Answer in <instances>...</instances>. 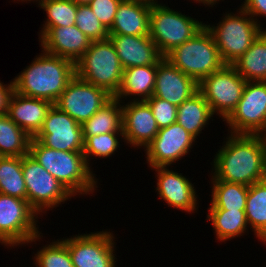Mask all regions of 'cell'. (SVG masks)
I'll return each instance as SVG.
<instances>
[{
    "label": "cell",
    "mask_w": 266,
    "mask_h": 267,
    "mask_svg": "<svg viewBox=\"0 0 266 267\" xmlns=\"http://www.w3.org/2000/svg\"><path fill=\"white\" fill-rule=\"evenodd\" d=\"M216 152L210 180L246 186L262 181L266 141L260 135L230 133ZM214 171V172H213Z\"/></svg>",
    "instance_id": "6da1fadb"
},
{
    "label": "cell",
    "mask_w": 266,
    "mask_h": 267,
    "mask_svg": "<svg viewBox=\"0 0 266 267\" xmlns=\"http://www.w3.org/2000/svg\"><path fill=\"white\" fill-rule=\"evenodd\" d=\"M14 79V91L27 97L56 102L76 75L75 63L43 49Z\"/></svg>",
    "instance_id": "7a4b0ae2"
},
{
    "label": "cell",
    "mask_w": 266,
    "mask_h": 267,
    "mask_svg": "<svg viewBox=\"0 0 266 267\" xmlns=\"http://www.w3.org/2000/svg\"><path fill=\"white\" fill-rule=\"evenodd\" d=\"M29 154L73 196L90 195L98 188L96 174L87 165L83 152L50 149L32 137Z\"/></svg>",
    "instance_id": "3957f363"
},
{
    "label": "cell",
    "mask_w": 266,
    "mask_h": 267,
    "mask_svg": "<svg viewBox=\"0 0 266 267\" xmlns=\"http://www.w3.org/2000/svg\"><path fill=\"white\" fill-rule=\"evenodd\" d=\"M239 10V11H238ZM237 13H227L217 26L205 24L218 47L221 60L225 65H232L253 44L266 29L262 28L241 7Z\"/></svg>",
    "instance_id": "277c9868"
},
{
    "label": "cell",
    "mask_w": 266,
    "mask_h": 267,
    "mask_svg": "<svg viewBox=\"0 0 266 267\" xmlns=\"http://www.w3.org/2000/svg\"><path fill=\"white\" fill-rule=\"evenodd\" d=\"M75 70L79 78L106 90L113 97L121 86L124 71L109 38L92 41L75 63Z\"/></svg>",
    "instance_id": "5b68a950"
},
{
    "label": "cell",
    "mask_w": 266,
    "mask_h": 267,
    "mask_svg": "<svg viewBox=\"0 0 266 267\" xmlns=\"http://www.w3.org/2000/svg\"><path fill=\"white\" fill-rule=\"evenodd\" d=\"M165 58L198 84L225 65L213 35L206 26L193 38L172 50Z\"/></svg>",
    "instance_id": "8992f818"
},
{
    "label": "cell",
    "mask_w": 266,
    "mask_h": 267,
    "mask_svg": "<svg viewBox=\"0 0 266 267\" xmlns=\"http://www.w3.org/2000/svg\"><path fill=\"white\" fill-rule=\"evenodd\" d=\"M204 26L205 23L170 9L163 3L151 5L149 36L163 57L193 38Z\"/></svg>",
    "instance_id": "52a82bcc"
},
{
    "label": "cell",
    "mask_w": 266,
    "mask_h": 267,
    "mask_svg": "<svg viewBox=\"0 0 266 267\" xmlns=\"http://www.w3.org/2000/svg\"><path fill=\"white\" fill-rule=\"evenodd\" d=\"M38 215L27 200L0 193V243L15 248L41 239Z\"/></svg>",
    "instance_id": "ba28073f"
},
{
    "label": "cell",
    "mask_w": 266,
    "mask_h": 267,
    "mask_svg": "<svg viewBox=\"0 0 266 267\" xmlns=\"http://www.w3.org/2000/svg\"><path fill=\"white\" fill-rule=\"evenodd\" d=\"M22 170L27 201L40 216L74 197L29 153L22 157Z\"/></svg>",
    "instance_id": "9c48e42d"
},
{
    "label": "cell",
    "mask_w": 266,
    "mask_h": 267,
    "mask_svg": "<svg viewBox=\"0 0 266 267\" xmlns=\"http://www.w3.org/2000/svg\"><path fill=\"white\" fill-rule=\"evenodd\" d=\"M246 82L232 65H224L205 77L198 86L213 115H219L225 121L236 109Z\"/></svg>",
    "instance_id": "30bf717a"
},
{
    "label": "cell",
    "mask_w": 266,
    "mask_h": 267,
    "mask_svg": "<svg viewBox=\"0 0 266 267\" xmlns=\"http://www.w3.org/2000/svg\"><path fill=\"white\" fill-rule=\"evenodd\" d=\"M225 121L232 134L258 135L266 123V81H247L236 109Z\"/></svg>",
    "instance_id": "8fae6325"
},
{
    "label": "cell",
    "mask_w": 266,
    "mask_h": 267,
    "mask_svg": "<svg viewBox=\"0 0 266 267\" xmlns=\"http://www.w3.org/2000/svg\"><path fill=\"white\" fill-rule=\"evenodd\" d=\"M114 239L110 230L62 238L74 267H115L117 258L114 254Z\"/></svg>",
    "instance_id": "7c38bea8"
},
{
    "label": "cell",
    "mask_w": 266,
    "mask_h": 267,
    "mask_svg": "<svg viewBox=\"0 0 266 267\" xmlns=\"http://www.w3.org/2000/svg\"><path fill=\"white\" fill-rule=\"evenodd\" d=\"M113 98L106 90L75 75L54 105L82 124Z\"/></svg>",
    "instance_id": "4fadbf2b"
},
{
    "label": "cell",
    "mask_w": 266,
    "mask_h": 267,
    "mask_svg": "<svg viewBox=\"0 0 266 267\" xmlns=\"http://www.w3.org/2000/svg\"><path fill=\"white\" fill-rule=\"evenodd\" d=\"M33 138L54 150L83 152L84 149L81 124L55 105L48 111L41 129Z\"/></svg>",
    "instance_id": "5bb4252c"
},
{
    "label": "cell",
    "mask_w": 266,
    "mask_h": 267,
    "mask_svg": "<svg viewBox=\"0 0 266 267\" xmlns=\"http://www.w3.org/2000/svg\"><path fill=\"white\" fill-rule=\"evenodd\" d=\"M196 138L178 123L159 129L145 148L147 165L151 168L169 167L192 149Z\"/></svg>",
    "instance_id": "9a60e30c"
},
{
    "label": "cell",
    "mask_w": 266,
    "mask_h": 267,
    "mask_svg": "<svg viewBox=\"0 0 266 267\" xmlns=\"http://www.w3.org/2000/svg\"><path fill=\"white\" fill-rule=\"evenodd\" d=\"M122 104V132L124 142L135 148H146L159 131V127L148 103L129 100Z\"/></svg>",
    "instance_id": "2e32d148"
},
{
    "label": "cell",
    "mask_w": 266,
    "mask_h": 267,
    "mask_svg": "<svg viewBox=\"0 0 266 267\" xmlns=\"http://www.w3.org/2000/svg\"><path fill=\"white\" fill-rule=\"evenodd\" d=\"M169 167L152 168L157 173L156 191L159 198L163 199L168 207L176 208L188 213H194L198 209V198L194 184L178 173L169 170Z\"/></svg>",
    "instance_id": "e0dca14e"
},
{
    "label": "cell",
    "mask_w": 266,
    "mask_h": 267,
    "mask_svg": "<svg viewBox=\"0 0 266 267\" xmlns=\"http://www.w3.org/2000/svg\"><path fill=\"white\" fill-rule=\"evenodd\" d=\"M199 90L198 83L165 57L157 64L153 95L179 106Z\"/></svg>",
    "instance_id": "ac0fdd59"
},
{
    "label": "cell",
    "mask_w": 266,
    "mask_h": 267,
    "mask_svg": "<svg viewBox=\"0 0 266 267\" xmlns=\"http://www.w3.org/2000/svg\"><path fill=\"white\" fill-rule=\"evenodd\" d=\"M123 69L157 65L164 57L149 35H109Z\"/></svg>",
    "instance_id": "d6986e66"
},
{
    "label": "cell",
    "mask_w": 266,
    "mask_h": 267,
    "mask_svg": "<svg viewBox=\"0 0 266 267\" xmlns=\"http://www.w3.org/2000/svg\"><path fill=\"white\" fill-rule=\"evenodd\" d=\"M39 41L45 52L74 63L83 56L92 42L76 25L52 27Z\"/></svg>",
    "instance_id": "ffe728a7"
},
{
    "label": "cell",
    "mask_w": 266,
    "mask_h": 267,
    "mask_svg": "<svg viewBox=\"0 0 266 267\" xmlns=\"http://www.w3.org/2000/svg\"><path fill=\"white\" fill-rule=\"evenodd\" d=\"M54 104L50 101L23 96L13 91L7 114L31 138L41 129L48 111Z\"/></svg>",
    "instance_id": "44dd1931"
},
{
    "label": "cell",
    "mask_w": 266,
    "mask_h": 267,
    "mask_svg": "<svg viewBox=\"0 0 266 267\" xmlns=\"http://www.w3.org/2000/svg\"><path fill=\"white\" fill-rule=\"evenodd\" d=\"M150 3L137 0H122L108 30L109 35H149Z\"/></svg>",
    "instance_id": "7402d4cb"
},
{
    "label": "cell",
    "mask_w": 266,
    "mask_h": 267,
    "mask_svg": "<svg viewBox=\"0 0 266 267\" xmlns=\"http://www.w3.org/2000/svg\"><path fill=\"white\" fill-rule=\"evenodd\" d=\"M157 65L136 66L124 69L121 86L114 98L123 101L133 96L134 101H143L153 95ZM135 96V97H134ZM127 97V98H126ZM138 97V98H137Z\"/></svg>",
    "instance_id": "603a6c76"
},
{
    "label": "cell",
    "mask_w": 266,
    "mask_h": 267,
    "mask_svg": "<svg viewBox=\"0 0 266 267\" xmlns=\"http://www.w3.org/2000/svg\"><path fill=\"white\" fill-rule=\"evenodd\" d=\"M213 113L202 93L198 90L194 95L177 107V121L187 132L196 139L204 127L213 118Z\"/></svg>",
    "instance_id": "cb8c5ba5"
},
{
    "label": "cell",
    "mask_w": 266,
    "mask_h": 267,
    "mask_svg": "<svg viewBox=\"0 0 266 267\" xmlns=\"http://www.w3.org/2000/svg\"><path fill=\"white\" fill-rule=\"evenodd\" d=\"M232 66L246 81H266V30Z\"/></svg>",
    "instance_id": "d4e9b609"
},
{
    "label": "cell",
    "mask_w": 266,
    "mask_h": 267,
    "mask_svg": "<svg viewBox=\"0 0 266 267\" xmlns=\"http://www.w3.org/2000/svg\"><path fill=\"white\" fill-rule=\"evenodd\" d=\"M112 98L100 108L91 118L81 124L84 141L89 136L101 135L110 132H122V104Z\"/></svg>",
    "instance_id": "484cf974"
},
{
    "label": "cell",
    "mask_w": 266,
    "mask_h": 267,
    "mask_svg": "<svg viewBox=\"0 0 266 267\" xmlns=\"http://www.w3.org/2000/svg\"><path fill=\"white\" fill-rule=\"evenodd\" d=\"M208 212L207 220H211L218 241L225 242L240 237L246 233V230L249 227L246 220L245 210L209 208Z\"/></svg>",
    "instance_id": "4316f807"
},
{
    "label": "cell",
    "mask_w": 266,
    "mask_h": 267,
    "mask_svg": "<svg viewBox=\"0 0 266 267\" xmlns=\"http://www.w3.org/2000/svg\"><path fill=\"white\" fill-rule=\"evenodd\" d=\"M245 215L254 235L266 240V183L262 180L249 186Z\"/></svg>",
    "instance_id": "83f0119b"
},
{
    "label": "cell",
    "mask_w": 266,
    "mask_h": 267,
    "mask_svg": "<svg viewBox=\"0 0 266 267\" xmlns=\"http://www.w3.org/2000/svg\"><path fill=\"white\" fill-rule=\"evenodd\" d=\"M31 137L8 114L0 115V156L23 157L29 153Z\"/></svg>",
    "instance_id": "f1b7e54d"
},
{
    "label": "cell",
    "mask_w": 266,
    "mask_h": 267,
    "mask_svg": "<svg viewBox=\"0 0 266 267\" xmlns=\"http://www.w3.org/2000/svg\"><path fill=\"white\" fill-rule=\"evenodd\" d=\"M211 203L209 208L245 210L249 186L221 180H211Z\"/></svg>",
    "instance_id": "f546056e"
},
{
    "label": "cell",
    "mask_w": 266,
    "mask_h": 267,
    "mask_svg": "<svg viewBox=\"0 0 266 267\" xmlns=\"http://www.w3.org/2000/svg\"><path fill=\"white\" fill-rule=\"evenodd\" d=\"M0 193L27 200L22 157L0 156Z\"/></svg>",
    "instance_id": "4dcf8cb0"
},
{
    "label": "cell",
    "mask_w": 266,
    "mask_h": 267,
    "mask_svg": "<svg viewBox=\"0 0 266 267\" xmlns=\"http://www.w3.org/2000/svg\"><path fill=\"white\" fill-rule=\"evenodd\" d=\"M36 4L42 8L47 15L43 28L40 30L41 39L52 27H63L75 25L77 7L72 0H37Z\"/></svg>",
    "instance_id": "1f68e13d"
},
{
    "label": "cell",
    "mask_w": 266,
    "mask_h": 267,
    "mask_svg": "<svg viewBox=\"0 0 266 267\" xmlns=\"http://www.w3.org/2000/svg\"><path fill=\"white\" fill-rule=\"evenodd\" d=\"M123 140V132H110L101 135L89 136L84 141L83 154L88 166H90V157L108 158L115 154L120 146L119 138Z\"/></svg>",
    "instance_id": "d6a6232c"
},
{
    "label": "cell",
    "mask_w": 266,
    "mask_h": 267,
    "mask_svg": "<svg viewBox=\"0 0 266 267\" xmlns=\"http://www.w3.org/2000/svg\"><path fill=\"white\" fill-rule=\"evenodd\" d=\"M42 247L34 256L36 267H74L68 247L62 239Z\"/></svg>",
    "instance_id": "836d02e7"
},
{
    "label": "cell",
    "mask_w": 266,
    "mask_h": 267,
    "mask_svg": "<svg viewBox=\"0 0 266 267\" xmlns=\"http://www.w3.org/2000/svg\"><path fill=\"white\" fill-rule=\"evenodd\" d=\"M75 25L92 41L105 40L108 30L93 13L89 5H78Z\"/></svg>",
    "instance_id": "e575fe53"
},
{
    "label": "cell",
    "mask_w": 266,
    "mask_h": 267,
    "mask_svg": "<svg viewBox=\"0 0 266 267\" xmlns=\"http://www.w3.org/2000/svg\"><path fill=\"white\" fill-rule=\"evenodd\" d=\"M152 110L159 129L170 126L177 121V106L166 100L151 96L145 100Z\"/></svg>",
    "instance_id": "d590c367"
},
{
    "label": "cell",
    "mask_w": 266,
    "mask_h": 267,
    "mask_svg": "<svg viewBox=\"0 0 266 267\" xmlns=\"http://www.w3.org/2000/svg\"><path fill=\"white\" fill-rule=\"evenodd\" d=\"M122 0H92L88 5L107 30L114 22L118 5Z\"/></svg>",
    "instance_id": "8d00e7d4"
},
{
    "label": "cell",
    "mask_w": 266,
    "mask_h": 267,
    "mask_svg": "<svg viewBox=\"0 0 266 267\" xmlns=\"http://www.w3.org/2000/svg\"><path fill=\"white\" fill-rule=\"evenodd\" d=\"M246 11L259 25L258 17H266V0H244L240 6Z\"/></svg>",
    "instance_id": "74e56055"
},
{
    "label": "cell",
    "mask_w": 266,
    "mask_h": 267,
    "mask_svg": "<svg viewBox=\"0 0 266 267\" xmlns=\"http://www.w3.org/2000/svg\"><path fill=\"white\" fill-rule=\"evenodd\" d=\"M13 91H14L13 81H11L9 84H4L0 80V115L7 113L8 102Z\"/></svg>",
    "instance_id": "f35d334b"
},
{
    "label": "cell",
    "mask_w": 266,
    "mask_h": 267,
    "mask_svg": "<svg viewBox=\"0 0 266 267\" xmlns=\"http://www.w3.org/2000/svg\"><path fill=\"white\" fill-rule=\"evenodd\" d=\"M192 1V0H191ZM195 3L203 4L206 7H213L216 3H219L220 0H193Z\"/></svg>",
    "instance_id": "ab89813d"
},
{
    "label": "cell",
    "mask_w": 266,
    "mask_h": 267,
    "mask_svg": "<svg viewBox=\"0 0 266 267\" xmlns=\"http://www.w3.org/2000/svg\"><path fill=\"white\" fill-rule=\"evenodd\" d=\"M76 5L89 4L92 0H72Z\"/></svg>",
    "instance_id": "60d3db41"
},
{
    "label": "cell",
    "mask_w": 266,
    "mask_h": 267,
    "mask_svg": "<svg viewBox=\"0 0 266 267\" xmlns=\"http://www.w3.org/2000/svg\"><path fill=\"white\" fill-rule=\"evenodd\" d=\"M258 135H260L266 141V123L263 130Z\"/></svg>",
    "instance_id": "b9f144b4"
},
{
    "label": "cell",
    "mask_w": 266,
    "mask_h": 267,
    "mask_svg": "<svg viewBox=\"0 0 266 267\" xmlns=\"http://www.w3.org/2000/svg\"><path fill=\"white\" fill-rule=\"evenodd\" d=\"M137 1H143L150 4H158V0H137Z\"/></svg>",
    "instance_id": "7bdbcfd3"
},
{
    "label": "cell",
    "mask_w": 266,
    "mask_h": 267,
    "mask_svg": "<svg viewBox=\"0 0 266 267\" xmlns=\"http://www.w3.org/2000/svg\"><path fill=\"white\" fill-rule=\"evenodd\" d=\"M263 181L266 183V158H265V166H264Z\"/></svg>",
    "instance_id": "ee69618b"
},
{
    "label": "cell",
    "mask_w": 266,
    "mask_h": 267,
    "mask_svg": "<svg viewBox=\"0 0 266 267\" xmlns=\"http://www.w3.org/2000/svg\"><path fill=\"white\" fill-rule=\"evenodd\" d=\"M14 1H16V0H14ZM17 1H21V2H22V1H23V2H28V1L31 2V1H33V2H35V1H37V0H17Z\"/></svg>",
    "instance_id": "f6af8a7d"
}]
</instances>
